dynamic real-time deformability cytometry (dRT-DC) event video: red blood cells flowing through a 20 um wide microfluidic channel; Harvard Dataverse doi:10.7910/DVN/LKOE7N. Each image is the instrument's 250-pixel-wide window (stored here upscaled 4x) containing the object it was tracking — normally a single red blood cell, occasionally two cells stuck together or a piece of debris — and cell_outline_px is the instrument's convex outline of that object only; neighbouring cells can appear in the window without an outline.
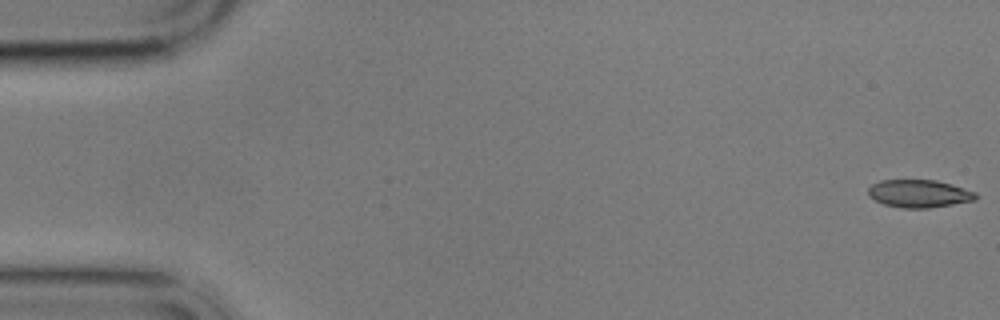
{"species": "common noctule bat (a hibernating species)", "species_latin": "Nyctalus noctula", "temperature_condition": "cold", "stored_images_in_passage": 9, "camera_frame_rate_fps": 3000, "um_per_image_px": 0.085, "animal": {"sex": "male", "body_mass_g": 17.9}, "frame": {"image": 1, "passage_image": 1, "time_ms": 0.0, "image_size_px": [1000, 320], "cell_outline_px": [[980, 196], [976, 200], [928, 208], [900, 208], [884, 204], [868, 196], [868, 188], [872, 184], [880, 180], [936, 180], [952, 184], [976, 192]], "centroid_in_image_um": [78.14, 16.45], "position_along_channel_um": 6.9, "area_um2": 17.51}}
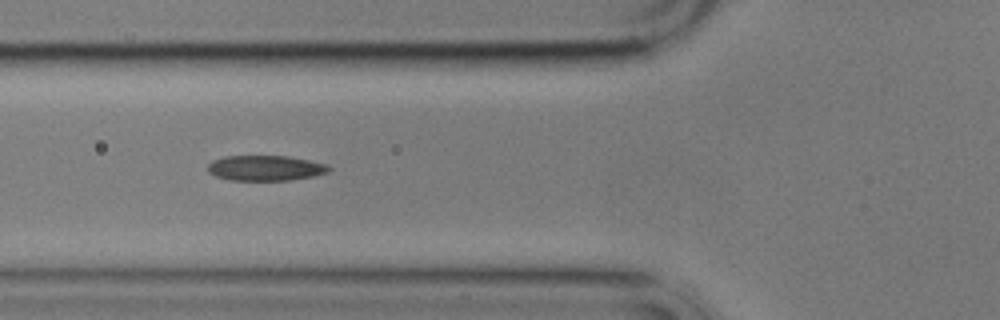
{"frame": {"image": 2, "passage_image": 6, "time_ms": 6.667, "image_size_px": [1000, 320], "cell_outline_px": [[332, 168], [328, 172], [312, 176], [288, 180], [228, 180], [216, 176], [208, 172], [208, 164], [212, 160], [224, 156], [288, 156], [328, 164]], "centroid_in_image_um": [22.55, 14.28], "position_along_channel_um": 103.3, "area_um2": 17.86}}
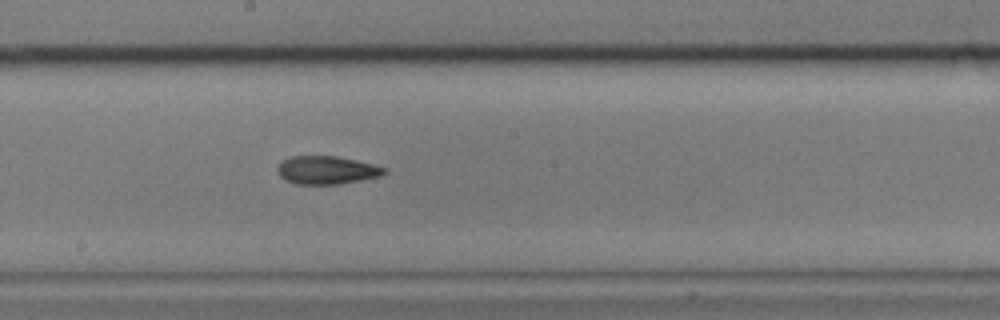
{"frame": {"image": 3, "passage_image": 9, "time_ms": 10.0, "image_size_px": [1000, 320], "cell_outline_px": [[388, 172], [380, 176], [340, 184], [296, 184], [284, 180], [276, 172], [276, 168], [284, 160], [292, 156], [336, 156], [356, 160], [388, 168]], "centroid_in_image_um": [27.77, 14.46], "position_along_channel_um": 220.4, "area_um2": 17.57}}